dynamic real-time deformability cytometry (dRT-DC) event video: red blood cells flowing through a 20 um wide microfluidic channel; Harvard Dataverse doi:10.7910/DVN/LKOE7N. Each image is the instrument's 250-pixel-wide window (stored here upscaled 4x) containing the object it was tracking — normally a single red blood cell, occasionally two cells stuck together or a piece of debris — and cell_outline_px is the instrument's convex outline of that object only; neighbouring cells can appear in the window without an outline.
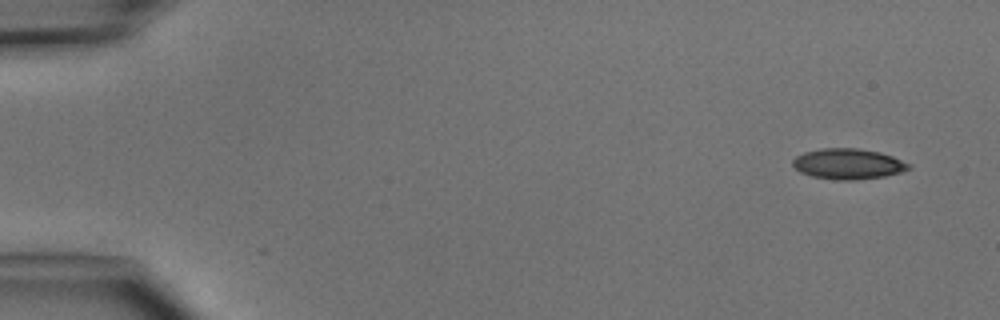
{"species": "common noctule bat (a hibernating species)", "species_latin": "Nyctalus noctula", "temperature_condition": "cold", "stored_images_in_passage": 4, "camera_frame_rate_fps": 3000, "um_per_image_px": 0.085, "animal": {"sex": "male", "body_mass_g": 15.6}, "frame": {"image": 1, "passage_image": 1, "time_ms": 0.0, "image_size_px": [1000, 320], "cell_outline_px": [[912, 168], [904, 172], [884, 176], [856, 180], [832, 180], [812, 176], [800, 172], [792, 164], [792, 160], [796, 156], [804, 152], [820, 148], [856, 148], [880, 152], [892, 156], [912, 164]], "centroid_in_image_um": [72.12, 13.93], "position_along_channel_um": 12.9, "area_um2": 20.92}}
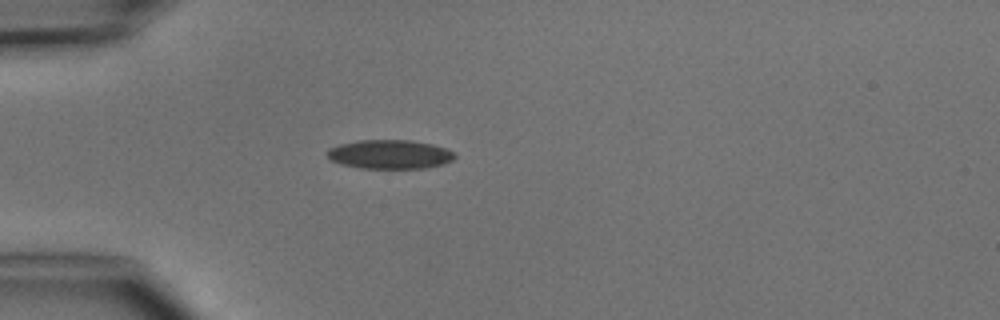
{"frame": {"image": 2, "passage_image": 4, "time_ms": 3.667, "image_size_px": [1000, 320], "cell_outline_px": [[456, 156], [452, 160], [444, 164], [424, 168], [360, 168], [340, 164], [332, 160], [324, 152], [328, 148], [340, 144], [360, 140], [412, 140], [432, 144], [456, 152]], "centroid_in_image_um": [33.13, 13.11], "position_along_channel_um": 51.9, "area_um2": 21.68}}